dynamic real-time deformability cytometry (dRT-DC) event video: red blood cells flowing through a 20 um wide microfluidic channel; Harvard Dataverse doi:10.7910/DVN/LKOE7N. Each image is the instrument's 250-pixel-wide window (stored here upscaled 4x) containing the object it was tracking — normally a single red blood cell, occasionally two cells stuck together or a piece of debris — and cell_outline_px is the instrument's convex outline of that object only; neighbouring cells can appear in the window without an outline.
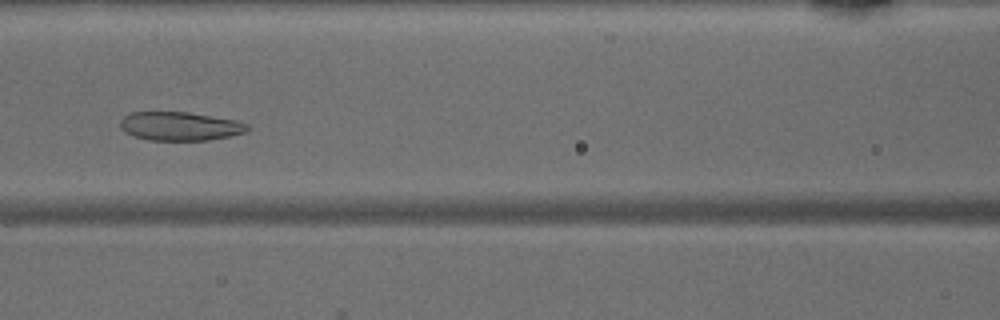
{"species": "common noctule bat (a hibernating species)", "species_latin": "Nyctalus noctula", "temperature_condition": "warm", "stored_images_in_passage": 47, "camera_frame_rate_fps": 3000, "um_per_image_px": 0.085, "animal": {"sex": "male", "body_mass_g": 15.6}, "frame": {"image": 1, "passage_image": 20, "time_ms": 6.333, "image_size_px": [1000, 320], "cell_outline_px": [[248, 132], [208, 140], [148, 140], [124, 132], [120, 128], [120, 120], [128, 112], [188, 112], [236, 120], [248, 124]], "centroid_in_image_um": [15.28, 10.72], "position_along_channel_um": 151.3, "area_um2": 21.27}}
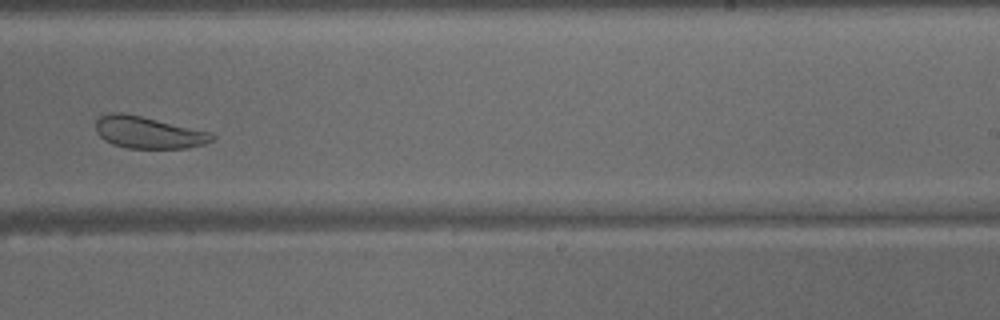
{"frame": {"image": 2, "passage_image": 29, "time_ms": 9.333, "image_size_px": [1000, 320], "cell_outline_px": [[216, 136], [212, 140], [204, 144], [188, 148], [128, 148], [112, 144], [104, 140], [96, 132], [96, 120], [100, 116], [108, 112], [120, 112], [140, 116], [212, 132]], "centroid_in_image_um": [12.6, 11.26], "position_along_channel_um": 276.4, "area_um2": 21.62}}
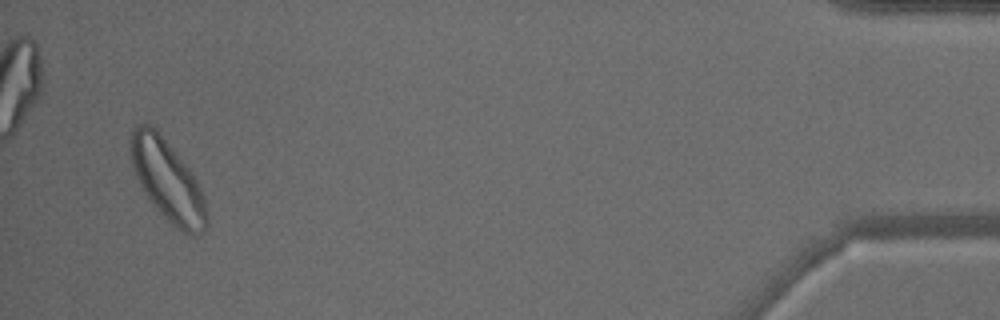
{"frame": {"image": 3, "passage_image": 45, "time_ms": 14.667, "image_size_px": [1000, 320], "cell_outline_px": [[208, 224], [204, 232], [196, 236], [188, 236], [176, 228], [148, 200], [132, 168], [128, 148], [128, 140], [132, 128], [136, 124], [152, 124], [156, 128], [192, 172], [204, 196], [208, 216]], "centroid_in_image_um": [14.22, 15.34], "position_along_channel_um": 421.0, "area_um2": 36.59}}